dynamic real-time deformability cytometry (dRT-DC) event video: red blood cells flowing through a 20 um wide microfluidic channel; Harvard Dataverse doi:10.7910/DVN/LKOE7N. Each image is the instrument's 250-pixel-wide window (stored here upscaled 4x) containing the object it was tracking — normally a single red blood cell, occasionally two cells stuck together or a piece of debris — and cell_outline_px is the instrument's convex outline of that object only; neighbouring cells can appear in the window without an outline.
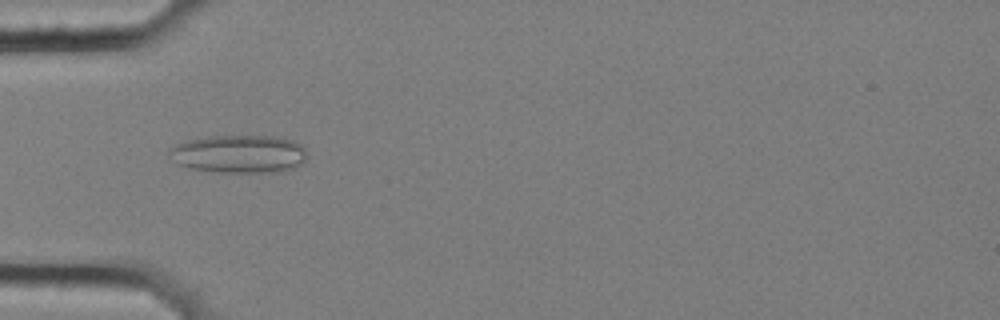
{"species": "common noctule bat (a hibernating species)", "species_latin": "Nyctalus noctula", "temperature_condition": "cold", "stored_images_in_passage": 7, "camera_frame_rate_fps": 3000, "um_per_image_px": 0.085, "animal": {"sex": "female", "body_mass_g": 25.1}, "frame": {"image": 1, "passage_image": 6, "time_ms": 1.667, "image_size_px": [1000, 320], "cell_outline_px": [[308, 156], [300, 164], [292, 168], [280, 172], [216, 172], [192, 168], [176, 164], [168, 156], [168, 148], [176, 144], [188, 140], [208, 136], [276, 136], [292, 140], [300, 144], [304, 148]], "centroid_in_image_um": [20.29, 13.08], "position_along_channel_um": 64.7, "area_um2": 30.75}}